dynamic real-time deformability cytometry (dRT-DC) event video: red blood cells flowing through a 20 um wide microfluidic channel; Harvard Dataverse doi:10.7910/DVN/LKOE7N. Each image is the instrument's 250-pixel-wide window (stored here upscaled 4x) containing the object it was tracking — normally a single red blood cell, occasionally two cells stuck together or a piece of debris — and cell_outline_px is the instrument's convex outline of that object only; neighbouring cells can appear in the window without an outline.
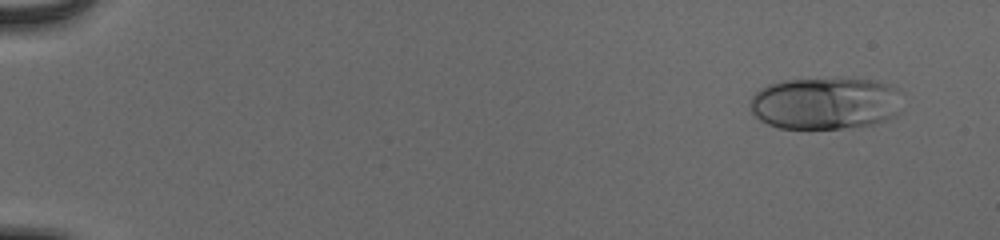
{"species": "human", "species_latin": "Homo sapiens", "temperature_condition": "cold", "stored_images_in_passage": 54, "camera_frame_rate_fps": 3000, "um_per_image_px": 0.085, "donor": {"sex": "male"}, "frame": {"image": 1, "passage_image": 4, "time_ms": 1.0, "image_size_px": [1000, 240], "cell_outline_px": [[896, 116], [872, 124], [840, 128], [780, 128], [768, 124], [760, 120], [752, 112], [748, 104], [752, 96], [760, 88], [768, 84], [784, 80], [872, 80], [884, 84], [892, 88], [896, 112]], "centroid_in_image_um": [69.97, 8.81], "position_along_channel_um": 15.0, "area_um2": 44.74}}
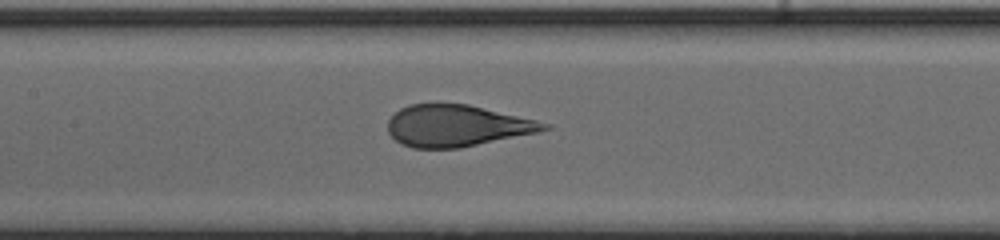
{"frame": {"image": 2, "passage_image": 28, "time_ms": 9.0, "image_size_px": [1000, 240], "cell_outline_px": [[552, 128], [536, 132], [460, 148], [412, 148], [400, 144], [388, 132], [388, 120], [400, 108], [408, 104], [436, 100], [468, 104], [536, 120], [552, 124]], "centroid_in_image_um": [38.77, 10.65], "position_along_channel_um": 168.6, "area_um2": 38.49}}
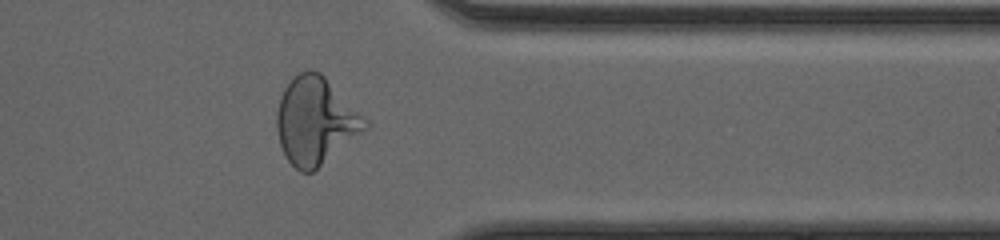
{"frame": {"image": 3, "passage_image": 45, "time_ms": 14.667, "image_size_px": [1000, 240], "cell_outline_px": [[372, 124], [368, 128], [312, 172], [300, 172], [288, 160], [280, 144], [276, 128], [276, 112], [280, 96], [284, 88], [292, 76], [308, 68], [320, 72]], "centroid_in_image_um": [26.8, 10.25], "position_along_channel_um": 384.6, "area_um2": 44.74}, "authors_computed_cell_mechanics": {"area_um2": 41.4715, "velocity_mm_per_s": 3.904, "shape_relaxation_time_tau1_ms": 4.6007, "shape_relaxation_time_tau2_ms": null, "deformation_change_tau1": 0.1989, "deformation_change_tau2": null}}